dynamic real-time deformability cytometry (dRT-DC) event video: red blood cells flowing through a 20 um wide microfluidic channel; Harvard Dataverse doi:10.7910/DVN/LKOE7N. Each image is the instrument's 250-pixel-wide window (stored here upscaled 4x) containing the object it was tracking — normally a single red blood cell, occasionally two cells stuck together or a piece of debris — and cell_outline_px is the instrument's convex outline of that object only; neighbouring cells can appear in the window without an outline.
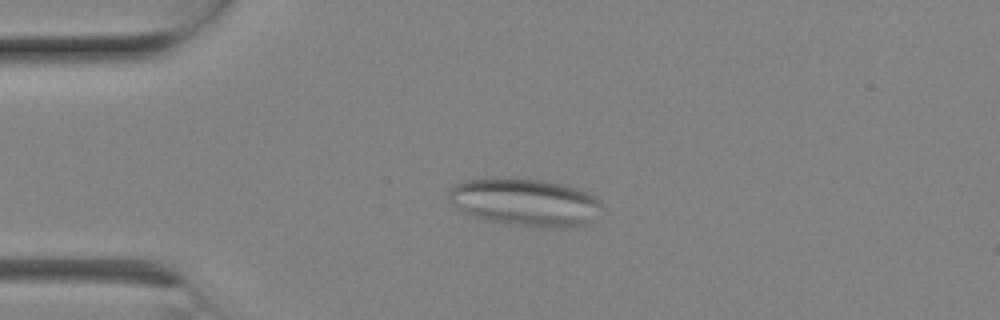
{"species": "Egyptian fruit bat (a non-hibernating species)", "species_latin": "Rousettus aegyptiacus", "temperature_condition": "room temperature", "stored_images_in_passage": 5, "camera_frame_rate_fps": 3000, "um_per_image_px": 0.085, "animal": {"sex": "female"}, "frame": {"image": 1, "passage_image": 4, "time_ms": 1.0, "image_size_px": [1000, 320], "cell_outline_px": [[600, 204], [588, 220], [584, 224], [508, 224], [488, 220], [464, 212], [456, 208], [448, 200], [448, 192], [456, 184], [468, 180], [492, 176], [500, 176], [544, 180], [564, 184], [588, 192], [596, 196], [600, 200]], "centroid_in_image_um": [44.49, 17.09], "position_along_channel_um": 40.5, "area_um2": 41.15}}